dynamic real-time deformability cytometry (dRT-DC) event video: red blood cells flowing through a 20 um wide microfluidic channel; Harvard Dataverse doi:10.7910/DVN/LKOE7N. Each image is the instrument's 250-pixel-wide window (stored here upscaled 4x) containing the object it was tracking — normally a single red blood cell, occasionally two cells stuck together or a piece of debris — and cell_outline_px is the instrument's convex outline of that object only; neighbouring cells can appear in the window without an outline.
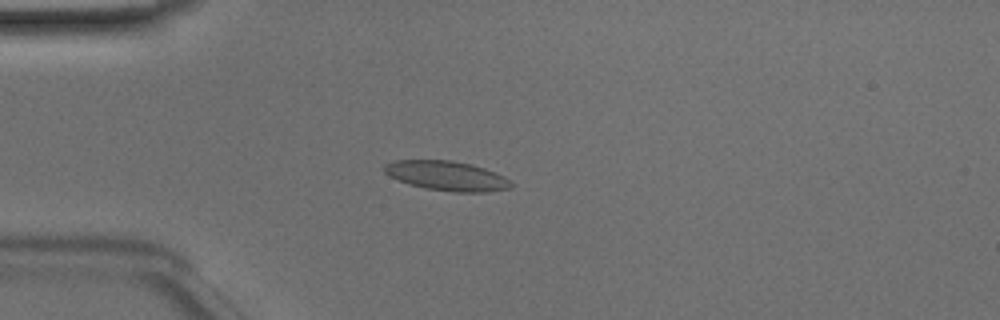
{"species": "Egyptian fruit bat (a non-hibernating species)", "species_latin": "Rousettus aegyptiacus", "temperature_condition": "room temperature", "stored_images_in_passage": 49, "camera_frame_rate_fps": 3000, "um_per_image_px": 0.085, "animal": {"sex": "male"}, "frame": {"image": 1, "passage_image": 13, "time_ms": 4.0, "image_size_px": [1000, 320], "cell_outline_px": [[512, 184], [508, 188], [484, 192], [452, 192], [424, 188], [408, 184], [384, 172], [384, 164], [396, 160], [452, 160], [472, 164], [484, 168], [504, 176], [512, 180]], "centroid_in_image_um": [37.98, 14.94], "position_along_channel_um": 47.0, "area_um2": 21.79}}
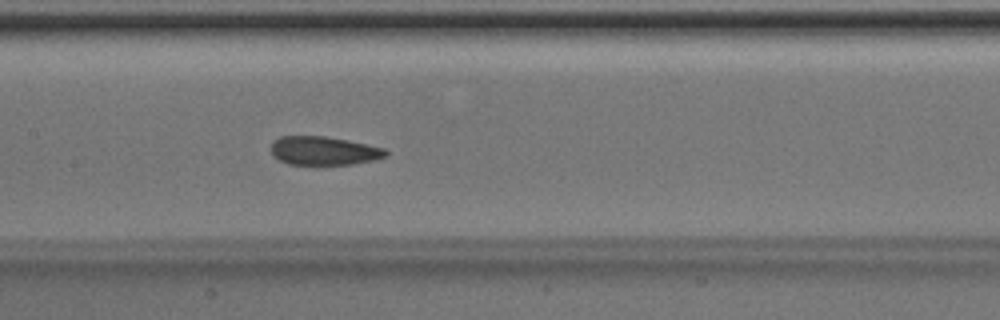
{"frame": {"image": 2, "passage_image": 24, "time_ms": 7.667, "image_size_px": [1000, 320], "cell_outline_px": [[388, 152], [384, 156], [372, 160], [352, 164], [288, 164], [272, 156], [268, 148], [272, 140], [280, 136], [324, 136], [384, 148]], "centroid_in_image_um": [27.4, 12.81], "position_along_channel_um": 180.0, "area_um2": 19.02}}
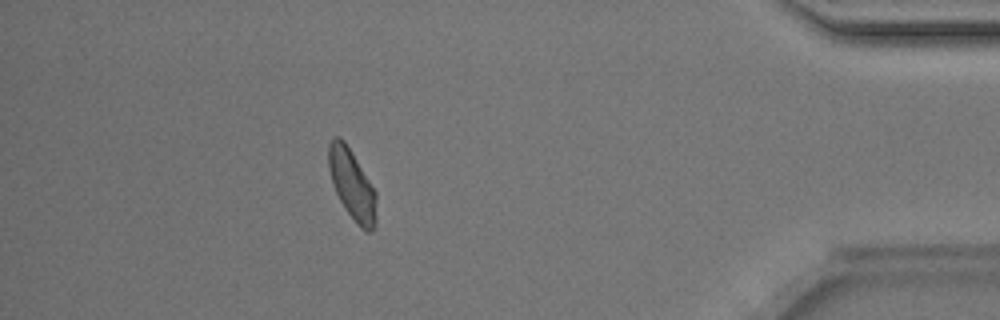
{"frame": {"image": 3, "passage_image": 44, "time_ms": 14.333, "image_size_px": [1000, 320], "cell_outline_px": [[376, 224], [372, 232], [364, 232], [360, 228], [344, 208], [336, 192], [328, 168], [328, 144], [336, 136], [340, 136], [344, 140], [376, 192]], "centroid_in_image_um": [29.93, 15.73], "position_along_channel_um": 405.3, "area_um2": 19.42}, "authors_computed_cell_mechanics": {"area_um2": 19.941, "velocity_mm_per_s": 4.0836, "shape_relaxation_time_tau1_ms": 9.2421, "shape_relaxation_time_tau2_ms": 1.7424, "deformation_change_tau1": 0.1495, "deformation_change_tau2": 0.056}}